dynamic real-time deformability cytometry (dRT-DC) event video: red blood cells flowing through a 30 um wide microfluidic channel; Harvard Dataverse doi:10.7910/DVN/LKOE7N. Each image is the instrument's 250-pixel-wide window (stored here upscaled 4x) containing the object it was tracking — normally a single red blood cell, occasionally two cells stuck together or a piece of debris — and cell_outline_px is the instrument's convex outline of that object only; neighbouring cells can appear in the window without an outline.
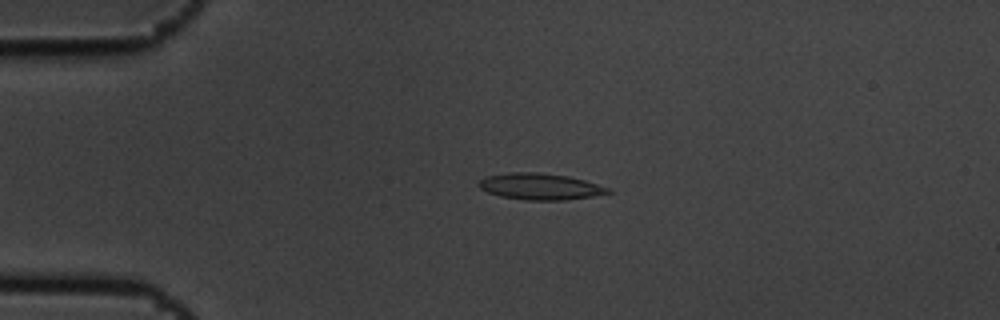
{"species": "common noctule bat (a hibernating species)", "species_latin": "Nyctalus noctula", "temperature_condition": "cold", "stored_images_in_passage": 5, "camera_frame_rate_fps": 3000, "um_per_image_px": 0.085, "animal": {"sex": "male", "body_mass_g": 19.5, "forearm_length_mm": 54.6}, "frame": {"image": 1, "passage_image": 4, "time_ms": 1.0, "image_size_px": [1000, 320], "cell_outline_px": [[612, 192], [592, 196], [568, 200], [524, 200], [500, 196], [488, 192], [480, 188], [476, 184], [484, 176], [508, 172], [536, 172], [568, 176], [584, 180], [612, 188]], "centroid_in_image_um": [45.9, 15.85], "position_along_channel_um": 39.1, "area_um2": 20.06}}